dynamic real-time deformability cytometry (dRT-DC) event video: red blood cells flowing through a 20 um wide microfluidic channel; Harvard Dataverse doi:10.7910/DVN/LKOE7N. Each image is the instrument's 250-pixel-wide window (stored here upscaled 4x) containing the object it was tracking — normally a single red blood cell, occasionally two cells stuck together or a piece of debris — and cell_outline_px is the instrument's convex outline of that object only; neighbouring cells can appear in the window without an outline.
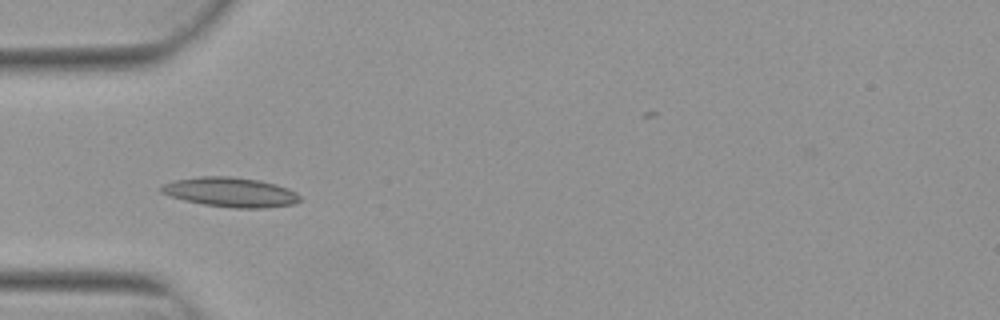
{"species": "Egyptian fruit bat (a non-hibernating species)", "species_latin": "Rousettus aegyptiacus", "temperature_condition": "warm", "stored_images_in_passage": 5, "camera_frame_rate_fps": 3000, "um_per_image_px": 0.085, "animal": {"sex": "female"}, "frame": {"image": 1, "passage_image": 4, "time_ms": 1.0, "image_size_px": [1000, 320], "cell_outline_px": [[300, 200], [296, 204], [264, 208], [232, 208], [204, 204], [184, 200], [160, 192], [160, 188], [164, 184], [176, 180], [200, 176], [232, 176], [260, 180], [276, 184], [288, 188], [296, 192], [300, 196]], "centroid_in_image_um": [19.64, 16.33], "position_along_channel_um": 65.4, "area_um2": 23.93}}
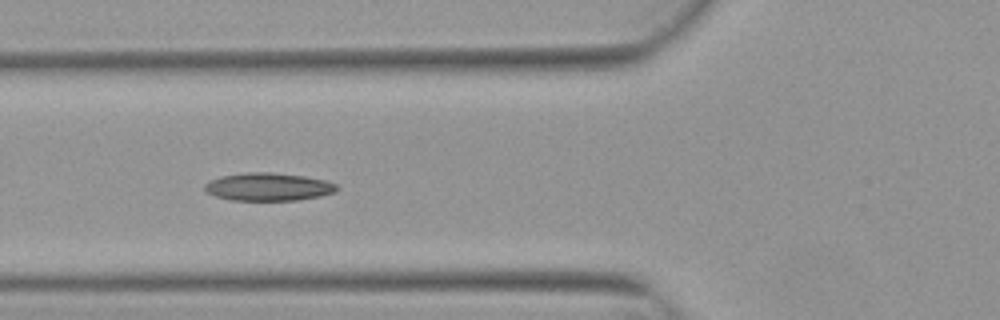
{"frame": {"image": 2, "passage_image": 5, "time_ms": 1.333, "image_size_px": [1000, 320], "cell_outline_px": [[340, 188], [336, 192], [320, 196], [300, 200], [232, 200], [216, 196], [204, 192], [204, 184], [220, 176], [248, 172], [272, 172], [304, 176], [328, 180], [336, 184]], "centroid_in_image_um": [22.84, 15.88], "position_along_channel_um": 103.0, "area_um2": 21.68}}